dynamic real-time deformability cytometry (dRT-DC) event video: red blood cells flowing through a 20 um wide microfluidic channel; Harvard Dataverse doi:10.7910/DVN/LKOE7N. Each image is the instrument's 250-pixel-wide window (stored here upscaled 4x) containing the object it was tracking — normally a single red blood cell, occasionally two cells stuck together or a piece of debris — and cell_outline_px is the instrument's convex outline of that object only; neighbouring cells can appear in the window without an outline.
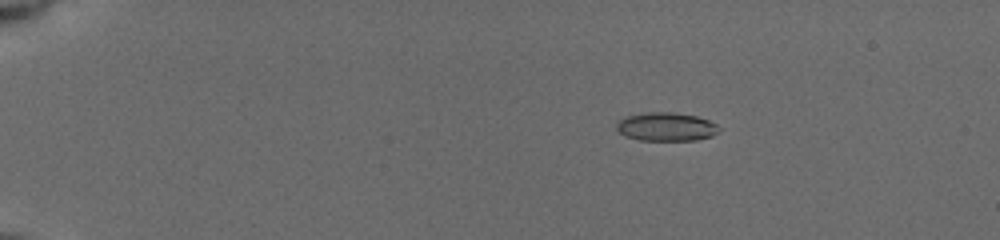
{"species": "common noctule bat (a hibernating species)", "species_latin": "Nyctalus noctula", "temperature_condition": "cold", "stored_images_in_passage": 28, "camera_frame_rate_fps": 3000, "um_per_image_px": 0.085, "animal": {"sex": "female", "body_mass_g": 19.5, "forearm_length_mm": 54.1}, "frame": {"image": 1, "passage_image": 15, "time_ms": 3.333, "image_size_px": [1000, 240], "cell_outline_px": [[720, 132], [712, 136], [696, 140], [640, 140], [624, 136], [616, 128], [616, 124], [620, 120], [628, 116], [648, 112], [672, 112], [696, 116], [708, 120], [716, 124], [720, 128]], "centroid_in_image_um": [56.65, 10.78], "position_along_channel_um": 28.3, "area_um2": 16.99}}
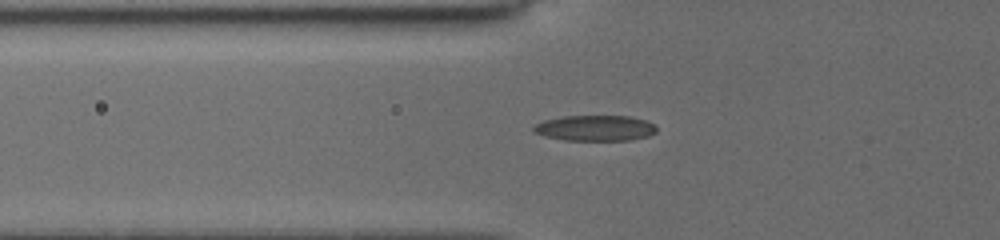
{"frame": {"image": 2, "passage_image": 27, "time_ms": 7.0, "image_size_px": [1000, 240], "cell_outline_px": [[656, 132], [648, 136], [628, 140], [564, 140], [544, 136], [536, 132], [532, 128], [536, 124], [544, 120], [564, 116], [628, 116], [644, 120], [652, 124], [656, 128]], "centroid_in_image_um": [50.57, 10.89], "position_along_channel_um": 75.2, "area_um2": 18.15}}